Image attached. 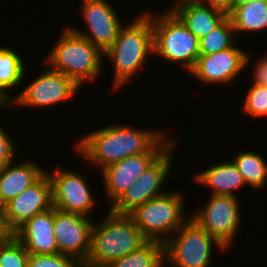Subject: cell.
I'll list each match as a JSON object with an SVG mask.
<instances>
[{
  "label": "cell",
  "mask_w": 267,
  "mask_h": 267,
  "mask_svg": "<svg viewBox=\"0 0 267 267\" xmlns=\"http://www.w3.org/2000/svg\"><path fill=\"white\" fill-rule=\"evenodd\" d=\"M109 125L80 135L73 144L75 154L100 172L126 157L147 153L166 133L160 128L139 129L124 123Z\"/></svg>",
  "instance_id": "cell-1"
},
{
  "label": "cell",
  "mask_w": 267,
  "mask_h": 267,
  "mask_svg": "<svg viewBox=\"0 0 267 267\" xmlns=\"http://www.w3.org/2000/svg\"><path fill=\"white\" fill-rule=\"evenodd\" d=\"M138 14L125 23L115 42L104 52V61L109 60L113 66L110 87L114 92L128 85L147 66L149 57L154 56L152 19L146 11Z\"/></svg>",
  "instance_id": "cell-2"
},
{
  "label": "cell",
  "mask_w": 267,
  "mask_h": 267,
  "mask_svg": "<svg viewBox=\"0 0 267 267\" xmlns=\"http://www.w3.org/2000/svg\"><path fill=\"white\" fill-rule=\"evenodd\" d=\"M62 28L57 42L42 61L44 66L70 77L80 88L86 82H96L106 62L104 52L68 25Z\"/></svg>",
  "instance_id": "cell-3"
},
{
  "label": "cell",
  "mask_w": 267,
  "mask_h": 267,
  "mask_svg": "<svg viewBox=\"0 0 267 267\" xmlns=\"http://www.w3.org/2000/svg\"><path fill=\"white\" fill-rule=\"evenodd\" d=\"M99 222L94 220L90 252L83 267H107L147 242L130 215L108 208Z\"/></svg>",
  "instance_id": "cell-4"
},
{
  "label": "cell",
  "mask_w": 267,
  "mask_h": 267,
  "mask_svg": "<svg viewBox=\"0 0 267 267\" xmlns=\"http://www.w3.org/2000/svg\"><path fill=\"white\" fill-rule=\"evenodd\" d=\"M146 13L152 19L154 55L167 63H177L188 74L200 55L199 39L174 12L147 9Z\"/></svg>",
  "instance_id": "cell-5"
},
{
  "label": "cell",
  "mask_w": 267,
  "mask_h": 267,
  "mask_svg": "<svg viewBox=\"0 0 267 267\" xmlns=\"http://www.w3.org/2000/svg\"><path fill=\"white\" fill-rule=\"evenodd\" d=\"M181 192L168 190L129 214L147 241L164 244L190 218L185 213L186 199Z\"/></svg>",
  "instance_id": "cell-6"
},
{
  "label": "cell",
  "mask_w": 267,
  "mask_h": 267,
  "mask_svg": "<svg viewBox=\"0 0 267 267\" xmlns=\"http://www.w3.org/2000/svg\"><path fill=\"white\" fill-rule=\"evenodd\" d=\"M215 246V247H214ZM226 252L216 238L189 218L165 243V265L172 267H210L214 249Z\"/></svg>",
  "instance_id": "cell-7"
},
{
  "label": "cell",
  "mask_w": 267,
  "mask_h": 267,
  "mask_svg": "<svg viewBox=\"0 0 267 267\" xmlns=\"http://www.w3.org/2000/svg\"><path fill=\"white\" fill-rule=\"evenodd\" d=\"M207 200L190 213V218L230 251L243 224L241 200L211 194Z\"/></svg>",
  "instance_id": "cell-8"
},
{
  "label": "cell",
  "mask_w": 267,
  "mask_h": 267,
  "mask_svg": "<svg viewBox=\"0 0 267 267\" xmlns=\"http://www.w3.org/2000/svg\"><path fill=\"white\" fill-rule=\"evenodd\" d=\"M177 138L125 191V193L112 205L110 210L117 214L129 215L138 206H141L167 192L164 185L171 175L173 167V155ZM174 150V151H173ZM163 188V189H162Z\"/></svg>",
  "instance_id": "cell-9"
},
{
  "label": "cell",
  "mask_w": 267,
  "mask_h": 267,
  "mask_svg": "<svg viewBox=\"0 0 267 267\" xmlns=\"http://www.w3.org/2000/svg\"><path fill=\"white\" fill-rule=\"evenodd\" d=\"M39 74L33 80L29 78L28 85L26 83L22 85L25 88L14 95L13 108L20 106L25 109L33 108V110L46 109V107L48 109L51 106H58L59 103L74 100L73 97H76L74 95L80 90L70 77L47 68V65L46 69Z\"/></svg>",
  "instance_id": "cell-10"
},
{
  "label": "cell",
  "mask_w": 267,
  "mask_h": 267,
  "mask_svg": "<svg viewBox=\"0 0 267 267\" xmlns=\"http://www.w3.org/2000/svg\"><path fill=\"white\" fill-rule=\"evenodd\" d=\"M49 170V171H48ZM52 185V205L63 212L91 217L97 198L89 185L88 177L75 169H64L62 165L46 169ZM90 214V215H89Z\"/></svg>",
  "instance_id": "cell-11"
},
{
  "label": "cell",
  "mask_w": 267,
  "mask_h": 267,
  "mask_svg": "<svg viewBox=\"0 0 267 267\" xmlns=\"http://www.w3.org/2000/svg\"><path fill=\"white\" fill-rule=\"evenodd\" d=\"M165 135L147 152L129 156L114 163L101 172L104 195L112 206L137 178L176 140V137ZM166 137V138H165Z\"/></svg>",
  "instance_id": "cell-12"
},
{
  "label": "cell",
  "mask_w": 267,
  "mask_h": 267,
  "mask_svg": "<svg viewBox=\"0 0 267 267\" xmlns=\"http://www.w3.org/2000/svg\"><path fill=\"white\" fill-rule=\"evenodd\" d=\"M240 41L238 45L236 43L233 47L217 53L199 55L194 67L188 72L189 75L206 86L232 84L253 61V54L244 50L245 47H240Z\"/></svg>",
  "instance_id": "cell-13"
},
{
  "label": "cell",
  "mask_w": 267,
  "mask_h": 267,
  "mask_svg": "<svg viewBox=\"0 0 267 267\" xmlns=\"http://www.w3.org/2000/svg\"><path fill=\"white\" fill-rule=\"evenodd\" d=\"M78 10L86 29L67 24L75 33L89 40L94 46L105 52L117 39L125 25L118 11L108 0H82ZM123 22V23H122ZM78 27V28H77Z\"/></svg>",
  "instance_id": "cell-14"
},
{
  "label": "cell",
  "mask_w": 267,
  "mask_h": 267,
  "mask_svg": "<svg viewBox=\"0 0 267 267\" xmlns=\"http://www.w3.org/2000/svg\"><path fill=\"white\" fill-rule=\"evenodd\" d=\"M94 219L63 212L54 207V235L59 254L75 258L84 265L90 252Z\"/></svg>",
  "instance_id": "cell-15"
},
{
  "label": "cell",
  "mask_w": 267,
  "mask_h": 267,
  "mask_svg": "<svg viewBox=\"0 0 267 267\" xmlns=\"http://www.w3.org/2000/svg\"><path fill=\"white\" fill-rule=\"evenodd\" d=\"M52 207V185L45 172L34 184L3 206L6 228L13 234L34 215Z\"/></svg>",
  "instance_id": "cell-16"
},
{
  "label": "cell",
  "mask_w": 267,
  "mask_h": 267,
  "mask_svg": "<svg viewBox=\"0 0 267 267\" xmlns=\"http://www.w3.org/2000/svg\"><path fill=\"white\" fill-rule=\"evenodd\" d=\"M13 236L28 254H59L54 235V207L34 215L20 226Z\"/></svg>",
  "instance_id": "cell-17"
},
{
  "label": "cell",
  "mask_w": 267,
  "mask_h": 267,
  "mask_svg": "<svg viewBox=\"0 0 267 267\" xmlns=\"http://www.w3.org/2000/svg\"><path fill=\"white\" fill-rule=\"evenodd\" d=\"M26 159L17 163L15 160L0 170L1 207L34 184L46 172L45 167L34 159Z\"/></svg>",
  "instance_id": "cell-18"
},
{
  "label": "cell",
  "mask_w": 267,
  "mask_h": 267,
  "mask_svg": "<svg viewBox=\"0 0 267 267\" xmlns=\"http://www.w3.org/2000/svg\"><path fill=\"white\" fill-rule=\"evenodd\" d=\"M194 183L209 188L211 195L233 196L239 198L238 189L248 187L242 174L230 159L219 161L201 169L192 177ZM211 190V191H210ZM237 191V192H236Z\"/></svg>",
  "instance_id": "cell-19"
},
{
  "label": "cell",
  "mask_w": 267,
  "mask_h": 267,
  "mask_svg": "<svg viewBox=\"0 0 267 267\" xmlns=\"http://www.w3.org/2000/svg\"><path fill=\"white\" fill-rule=\"evenodd\" d=\"M173 12L198 39L210 33L228 17L226 11L203 3H188Z\"/></svg>",
  "instance_id": "cell-20"
},
{
  "label": "cell",
  "mask_w": 267,
  "mask_h": 267,
  "mask_svg": "<svg viewBox=\"0 0 267 267\" xmlns=\"http://www.w3.org/2000/svg\"><path fill=\"white\" fill-rule=\"evenodd\" d=\"M235 35L239 40L242 34H260L267 30V0H255L236 5L229 13ZM240 35V36H239Z\"/></svg>",
  "instance_id": "cell-21"
},
{
  "label": "cell",
  "mask_w": 267,
  "mask_h": 267,
  "mask_svg": "<svg viewBox=\"0 0 267 267\" xmlns=\"http://www.w3.org/2000/svg\"><path fill=\"white\" fill-rule=\"evenodd\" d=\"M22 57L15 48L0 46V91L11 101L14 91L21 90L24 80L27 82V62Z\"/></svg>",
  "instance_id": "cell-22"
},
{
  "label": "cell",
  "mask_w": 267,
  "mask_h": 267,
  "mask_svg": "<svg viewBox=\"0 0 267 267\" xmlns=\"http://www.w3.org/2000/svg\"><path fill=\"white\" fill-rule=\"evenodd\" d=\"M237 170L242 174L246 185L255 190L267 186V160L254 150L236 151L232 158Z\"/></svg>",
  "instance_id": "cell-23"
},
{
  "label": "cell",
  "mask_w": 267,
  "mask_h": 267,
  "mask_svg": "<svg viewBox=\"0 0 267 267\" xmlns=\"http://www.w3.org/2000/svg\"><path fill=\"white\" fill-rule=\"evenodd\" d=\"M107 267H165L164 244L147 241L138 250L113 261Z\"/></svg>",
  "instance_id": "cell-24"
},
{
  "label": "cell",
  "mask_w": 267,
  "mask_h": 267,
  "mask_svg": "<svg viewBox=\"0 0 267 267\" xmlns=\"http://www.w3.org/2000/svg\"><path fill=\"white\" fill-rule=\"evenodd\" d=\"M232 21L227 17L210 33L199 39L200 55H209L233 47L238 43Z\"/></svg>",
  "instance_id": "cell-25"
},
{
  "label": "cell",
  "mask_w": 267,
  "mask_h": 267,
  "mask_svg": "<svg viewBox=\"0 0 267 267\" xmlns=\"http://www.w3.org/2000/svg\"><path fill=\"white\" fill-rule=\"evenodd\" d=\"M250 84L242 101L241 110L252 119H265L267 118V87L252 82Z\"/></svg>",
  "instance_id": "cell-26"
},
{
  "label": "cell",
  "mask_w": 267,
  "mask_h": 267,
  "mask_svg": "<svg viewBox=\"0 0 267 267\" xmlns=\"http://www.w3.org/2000/svg\"><path fill=\"white\" fill-rule=\"evenodd\" d=\"M28 258L29 254L13 234L0 243L1 267H28Z\"/></svg>",
  "instance_id": "cell-27"
},
{
  "label": "cell",
  "mask_w": 267,
  "mask_h": 267,
  "mask_svg": "<svg viewBox=\"0 0 267 267\" xmlns=\"http://www.w3.org/2000/svg\"><path fill=\"white\" fill-rule=\"evenodd\" d=\"M28 267H83L75 258L63 254H29Z\"/></svg>",
  "instance_id": "cell-28"
},
{
  "label": "cell",
  "mask_w": 267,
  "mask_h": 267,
  "mask_svg": "<svg viewBox=\"0 0 267 267\" xmlns=\"http://www.w3.org/2000/svg\"><path fill=\"white\" fill-rule=\"evenodd\" d=\"M6 129L7 128L0 124V170L7 164L18 160L17 157L22 155L20 153V146L17 147L12 135L10 136V130L8 131V129ZM17 148L19 150H17Z\"/></svg>",
  "instance_id": "cell-29"
},
{
  "label": "cell",
  "mask_w": 267,
  "mask_h": 267,
  "mask_svg": "<svg viewBox=\"0 0 267 267\" xmlns=\"http://www.w3.org/2000/svg\"><path fill=\"white\" fill-rule=\"evenodd\" d=\"M258 60L252 62L253 73H252V83L257 85L267 87V53L265 55L257 57Z\"/></svg>",
  "instance_id": "cell-30"
},
{
  "label": "cell",
  "mask_w": 267,
  "mask_h": 267,
  "mask_svg": "<svg viewBox=\"0 0 267 267\" xmlns=\"http://www.w3.org/2000/svg\"><path fill=\"white\" fill-rule=\"evenodd\" d=\"M233 0H203V4L210 5L222 9L229 13L232 10Z\"/></svg>",
  "instance_id": "cell-31"
},
{
  "label": "cell",
  "mask_w": 267,
  "mask_h": 267,
  "mask_svg": "<svg viewBox=\"0 0 267 267\" xmlns=\"http://www.w3.org/2000/svg\"><path fill=\"white\" fill-rule=\"evenodd\" d=\"M11 235L4 222L3 207L0 206V243L6 241Z\"/></svg>",
  "instance_id": "cell-32"
},
{
  "label": "cell",
  "mask_w": 267,
  "mask_h": 267,
  "mask_svg": "<svg viewBox=\"0 0 267 267\" xmlns=\"http://www.w3.org/2000/svg\"><path fill=\"white\" fill-rule=\"evenodd\" d=\"M202 2H203V0H175L173 4L171 3L170 8L168 6L167 9H165V10L173 12L176 8H178L182 5H185L188 3H202Z\"/></svg>",
  "instance_id": "cell-33"
},
{
  "label": "cell",
  "mask_w": 267,
  "mask_h": 267,
  "mask_svg": "<svg viewBox=\"0 0 267 267\" xmlns=\"http://www.w3.org/2000/svg\"><path fill=\"white\" fill-rule=\"evenodd\" d=\"M7 107H10L12 109V101L0 91V111L3 108H5L6 110Z\"/></svg>",
  "instance_id": "cell-34"
},
{
  "label": "cell",
  "mask_w": 267,
  "mask_h": 267,
  "mask_svg": "<svg viewBox=\"0 0 267 267\" xmlns=\"http://www.w3.org/2000/svg\"><path fill=\"white\" fill-rule=\"evenodd\" d=\"M252 1H255V0H233V2H232V9L236 5L246 4V3H249V2H252Z\"/></svg>",
  "instance_id": "cell-35"
}]
</instances>
